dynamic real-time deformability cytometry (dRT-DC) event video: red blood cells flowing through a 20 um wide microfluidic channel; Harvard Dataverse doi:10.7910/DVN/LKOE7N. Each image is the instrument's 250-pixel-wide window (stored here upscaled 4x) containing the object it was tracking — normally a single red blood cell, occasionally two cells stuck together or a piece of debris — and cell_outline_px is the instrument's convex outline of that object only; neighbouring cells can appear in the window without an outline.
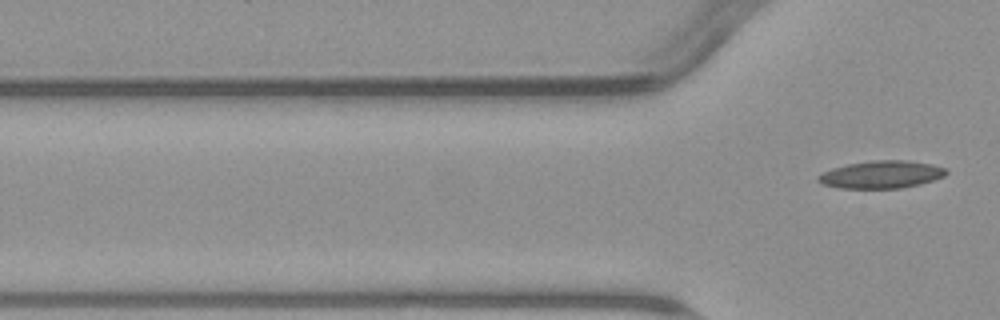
{"species": "common noctule bat (a hibernating species)", "species_latin": "Nyctalus noctula", "temperature_condition": "warm", "stored_images_in_passage": 5, "camera_frame_rate_fps": 3000, "um_per_image_px": 0.085, "animal": {"sex": "male", "body_mass_g": 23.1, "forearm_length_mm": 52.7}, "frame": {"image": 1, "passage_image": 5, "time_ms": 6.333, "image_size_px": [1000, 320], "cell_outline_px": [[948, 172], [944, 176], [920, 184], [900, 188], [840, 188], [824, 184], [816, 180], [816, 176], [832, 168], [848, 164], [872, 160], [908, 160], [932, 164], [944, 168]], "centroid_in_image_um": [74.91, 14.83], "position_along_channel_um": 50.9, "area_um2": 20.46}}